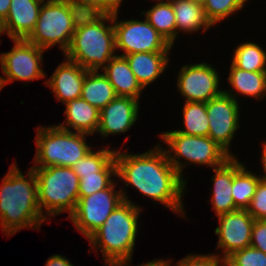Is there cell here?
<instances>
[{
    "mask_svg": "<svg viewBox=\"0 0 266 266\" xmlns=\"http://www.w3.org/2000/svg\"><path fill=\"white\" fill-rule=\"evenodd\" d=\"M114 159L116 177L123 180L126 187L133 186L143 196L164 204L184 218L182 196L187 179H183L172 166L160 143L141 154L116 150Z\"/></svg>",
    "mask_w": 266,
    "mask_h": 266,
    "instance_id": "obj_1",
    "label": "cell"
},
{
    "mask_svg": "<svg viewBox=\"0 0 266 266\" xmlns=\"http://www.w3.org/2000/svg\"><path fill=\"white\" fill-rule=\"evenodd\" d=\"M17 166L11 164L0 186V225L8 236L24 228L38 229L48 222L39 208L34 169L27 171L28 180Z\"/></svg>",
    "mask_w": 266,
    "mask_h": 266,
    "instance_id": "obj_2",
    "label": "cell"
},
{
    "mask_svg": "<svg viewBox=\"0 0 266 266\" xmlns=\"http://www.w3.org/2000/svg\"><path fill=\"white\" fill-rule=\"evenodd\" d=\"M115 50L113 14H83L64 57L87 70L101 71Z\"/></svg>",
    "mask_w": 266,
    "mask_h": 266,
    "instance_id": "obj_3",
    "label": "cell"
},
{
    "mask_svg": "<svg viewBox=\"0 0 266 266\" xmlns=\"http://www.w3.org/2000/svg\"><path fill=\"white\" fill-rule=\"evenodd\" d=\"M140 211L141 206L123 201L88 238L90 248L100 250L106 266H129L131 263Z\"/></svg>",
    "mask_w": 266,
    "mask_h": 266,
    "instance_id": "obj_4",
    "label": "cell"
},
{
    "mask_svg": "<svg viewBox=\"0 0 266 266\" xmlns=\"http://www.w3.org/2000/svg\"><path fill=\"white\" fill-rule=\"evenodd\" d=\"M32 168L36 174L38 204L42 215L48 219V222L50 217L53 218L66 211L70 217L79 199V178L72 168L63 166Z\"/></svg>",
    "mask_w": 266,
    "mask_h": 266,
    "instance_id": "obj_5",
    "label": "cell"
},
{
    "mask_svg": "<svg viewBox=\"0 0 266 266\" xmlns=\"http://www.w3.org/2000/svg\"><path fill=\"white\" fill-rule=\"evenodd\" d=\"M82 15L69 0H44L35 28L26 40L44 50L59 44L64 54Z\"/></svg>",
    "mask_w": 266,
    "mask_h": 266,
    "instance_id": "obj_6",
    "label": "cell"
},
{
    "mask_svg": "<svg viewBox=\"0 0 266 266\" xmlns=\"http://www.w3.org/2000/svg\"><path fill=\"white\" fill-rule=\"evenodd\" d=\"M36 131L35 165L31 167H72L92 149L86 143V136L90 135L85 133L64 130L57 125L40 126Z\"/></svg>",
    "mask_w": 266,
    "mask_h": 266,
    "instance_id": "obj_7",
    "label": "cell"
},
{
    "mask_svg": "<svg viewBox=\"0 0 266 266\" xmlns=\"http://www.w3.org/2000/svg\"><path fill=\"white\" fill-rule=\"evenodd\" d=\"M160 138L168 145L164 148L172 166L183 177V169L190 164L210 166L212 169L224 164L231 156L215 143L209 136H188L176 130L160 134ZM172 153V154H171ZM184 159L186 163H183ZM182 161V162H181Z\"/></svg>",
    "mask_w": 266,
    "mask_h": 266,
    "instance_id": "obj_8",
    "label": "cell"
},
{
    "mask_svg": "<svg viewBox=\"0 0 266 266\" xmlns=\"http://www.w3.org/2000/svg\"><path fill=\"white\" fill-rule=\"evenodd\" d=\"M115 188L113 182L104 190L78 199L75 211L68 219L85 238L97 231L120 203L132 201L123 190L125 188L118 191Z\"/></svg>",
    "mask_w": 266,
    "mask_h": 266,
    "instance_id": "obj_9",
    "label": "cell"
},
{
    "mask_svg": "<svg viewBox=\"0 0 266 266\" xmlns=\"http://www.w3.org/2000/svg\"><path fill=\"white\" fill-rule=\"evenodd\" d=\"M113 13L115 49L123 50L121 56L138 52H170L173 46L145 19L117 21Z\"/></svg>",
    "mask_w": 266,
    "mask_h": 266,
    "instance_id": "obj_10",
    "label": "cell"
},
{
    "mask_svg": "<svg viewBox=\"0 0 266 266\" xmlns=\"http://www.w3.org/2000/svg\"><path fill=\"white\" fill-rule=\"evenodd\" d=\"M11 51L0 53L2 86L14 80L34 81L46 76L42 70L44 49L28 42L25 39H14Z\"/></svg>",
    "mask_w": 266,
    "mask_h": 266,
    "instance_id": "obj_11",
    "label": "cell"
},
{
    "mask_svg": "<svg viewBox=\"0 0 266 266\" xmlns=\"http://www.w3.org/2000/svg\"><path fill=\"white\" fill-rule=\"evenodd\" d=\"M177 77V89L185 102L206 103L223 93L219 88V74L209 63L186 64Z\"/></svg>",
    "mask_w": 266,
    "mask_h": 266,
    "instance_id": "obj_12",
    "label": "cell"
},
{
    "mask_svg": "<svg viewBox=\"0 0 266 266\" xmlns=\"http://www.w3.org/2000/svg\"><path fill=\"white\" fill-rule=\"evenodd\" d=\"M239 108L238 101L225 93L206 102L209 117L208 136L231 157H235V155L230 151V144L234 134L240 128Z\"/></svg>",
    "mask_w": 266,
    "mask_h": 266,
    "instance_id": "obj_13",
    "label": "cell"
},
{
    "mask_svg": "<svg viewBox=\"0 0 266 266\" xmlns=\"http://www.w3.org/2000/svg\"><path fill=\"white\" fill-rule=\"evenodd\" d=\"M219 225L215 234L219 236L216 249H223V260L233 252L250 246L255 219L247 209H237L218 216Z\"/></svg>",
    "mask_w": 266,
    "mask_h": 266,
    "instance_id": "obj_14",
    "label": "cell"
},
{
    "mask_svg": "<svg viewBox=\"0 0 266 266\" xmlns=\"http://www.w3.org/2000/svg\"><path fill=\"white\" fill-rule=\"evenodd\" d=\"M139 103L132 97L117 96L100 110L97 133L107 138L111 134L127 132L138 120Z\"/></svg>",
    "mask_w": 266,
    "mask_h": 266,
    "instance_id": "obj_15",
    "label": "cell"
},
{
    "mask_svg": "<svg viewBox=\"0 0 266 266\" xmlns=\"http://www.w3.org/2000/svg\"><path fill=\"white\" fill-rule=\"evenodd\" d=\"M44 84L50 87L56 99L65 104L81 97L87 69L65 58Z\"/></svg>",
    "mask_w": 266,
    "mask_h": 266,
    "instance_id": "obj_16",
    "label": "cell"
},
{
    "mask_svg": "<svg viewBox=\"0 0 266 266\" xmlns=\"http://www.w3.org/2000/svg\"><path fill=\"white\" fill-rule=\"evenodd\" d=\"M44 0H11L6 20L10 39H27L33 32Z\"/></svg>",
    "mask_w": 266,
    "mask_h": 266,
    "instance_id": "obj_17",
    "label": "cell"
},
{
    "mask_svg": "<svg viewBox=\"0 0 266 266\" xmlns=\"http://www.w3.org/2000/svg\"><path fill=\"white\" fill-rule=\"evenodd\" d=\"M66 119L57 125L59 128L78 133L93 135L97 132L100 122V110L90 105L82 97L65 103ZM73 130H72V129Z\"/></svg>",
    "mask_w": 266,
    "mask_h": 266,
    "instance_id": "obj_18",
    "label": "cell"
},
{
    "mask_svg": "<svg viewBox=\"0 0 266 266\" xmlns=\"http://www.w3.org/2000/svg\"><path fill=\"white\" fill-rule=\"evenodd\" d=\"M169 52H138L125 55L143 89L157 80L170 63Z\"/></svg>",
    "mask_w": 266,
    "mask_h": 266,
    "instance_id": "obj_19",
    "label": "cell"
},
{
    "mask_svg": "<svg viewBox=\"0 0 266 266\" xmlns=\"http://www.w3.org/2000/svg\"><path fill=\"white\" fill-rule=\"evenodd\" d=\"M213 191L210 202L216 216L237 210L232 197V184L234 178V157L229 158L224 164L213 168Z\"/></svg>",
    "mask_w": 266,
    "mask_h": 266,
    "instance_id": "obj_20",
    "label": "cell"
},
{
    "mask_svg": "<svg viewBox=\"0 0 266 266\" xmlns=\"http://www.w3.org/2000/svg\"><path fill=\"white\" fill-rule=\"evenodd\" d=\"M101 71L113 86L117 96L140 99L144 89L131 71L125 56L115 55Z\"/></svg>",
    "mask_w": 266,
    "mask_h": 266,
    "instance_id": "obj_21",
    "label": "cell"
},
{
    "mask_svg": "<svg viewBox=\"0 0 266 266\" xmlns=\"http://www.w3.org/2000/svg\"><path fill=\"white\" fill-rule=\"evenodd\" d=\"M229 70L230 73L227 80L232 89H225L223 93L233 97L236 101H239L236 98L237 94L256 98L259 101L266 96V71L250 72L242 70L237 68L232 62ZM233 89L234 91L236 90V93H234Z\"/></svg>",
    "mask_w": 266,
    "mask_h": 266,
    "instance_id": "obj_22",
    "label": "cell"
},
{
    "mask_svg": "<svg viewBox=\"0 0 266 266\" xmlns=\"http://www.w3.org/2000/svg\"><path fill=\"white\" fill-rule=\"evenodd\" d=\"M176 20V38L178 33H195L209 30L212 25L207 20L204 8L190 0H170Z\"/></svg>",
    "mask_w": 266,
    "mask_h": 266,
    "instance_id": "obj_23",
    "label": "cell"
},
{
    "mask_svg": "<svg viewBox=\"0 0 266 266\" xmlns=\"http://www.w3.org/2000/svg\"><path fill=\"white\" fill-rule=\"evenodd\" d=\"M81 97L99 110L117 97L107 77L99 70H88L81 92Z\"/></svg>",
    "mask_w": 266,
    "mask_h": 266,
    "instance_id": "obj_24",
    "label": "cell"
},
{
    "mask_svg": "<svg viewBox=\"0 0 266 266\" xmlns=\"http://www.w3.org/2000/svg\"><path fill=\"white\" fill-rule=\"evenodd\" d=\"M234 157V178L232 184V197L238 209H247L256 191L259 176L246 170V165Z\"/></svg>",
    "mask_w": 266,
    "mask_h": 266,
    "instance_id": "obj_25",
    "label": "cell"
},
{
    "mask_svg": "<svg viewBox=\"0 0 266 266\" xmlns=\"http://www.w3.org/2000/svg\"><path fill=\"white\" fill-rule=\"evenodd\" d=\"M156 4L148 11H143L145 19L162 35L172 46L176 39V20L170 0H156Z\"/></svg>",
    "mask_w": 266,
    "mask_h": 266,
    "instance_id": "obj_26",
    "label": "cell"
},
{
    "mask_svg": "<svg viewBox=\"0 0 266 266\" xmlns=\"http://www.w3.org/2000/svg\"><path fill=\"white\" fill-rule=\"evenodd\" d=\"M182 116L184 121V130L177 132L188 136H208L209 117L207 115L205 102H184Z\"/></svg>",
    "mask_w": 266,
    "mask_h": 266,
    "instance_id": "obj_27",
    "label": "cell"
},
{
    "mask_svg": "<svg viewBox=\"0 0 266 266\" xmlns=\"http://www.w3.org/2000/svg\"><path fill=\"white\" fill-rule=\"evenodd\" d=\"M233 60L237 68L250 72L266 71V53L259 44L245 42L234 49Z\"/></svg>",
    "mask_w": 266,
    "mask_h": 266,
    "instance_id": "obj_28",
    "label": "cell"
},
{
    "mask_svg": "<svg viewBox=\"0 0 266 266\" xmlns=\"http://www.w3.org/2000/svg\"><path fill=\"white\" fill-rule=\"evenodd\" d=\"M92 148L88 154L79 159L71 168L80 179L83 175H90L100 172L114 157L116 149L110 147L93 151Z\"/></svg>",
    "mask_w": 266,
    "mask_h": 266,
    "instance_id": "obj_29",
    "label": "cell"
},
{
    "mask_svg": "<svg viewBox=\"0 0 266 266\" xmlns=\"http://www.w3.org/2000/svg\"><path fill=\"white\" fill-rule=\"evenodd\" d=\"M112 176H116L114 158L100 172L79 179V199L108 188L114 182Z\"/></svg>",
    "mask_w": 266,
    "mask_h": 266,
    "instance_id": "obj_30",
    "label": "cell"
},
{
    "mask_svg": "<svg viewBox=\"0 0 266 266\" xmlns=\"http://www.w3.org/2000/svg\"><path fill=\"white\" fill-rule=\"evenodd\" d=\"M248 0H207L204 5V13L209 23L214 26L232 13L243 9Z\"/></svg>",
    "mask_w": 266,
    "mask_h": 266,
    "instance_id": "obj_31",
    "label": "cell"
},
{
    "mask_svg": "<svg viewBox=\"0 0 266 266\" xmlns=\"http://www.w3.org/2000/svg\"><path fill=\"white\" fill-rule=\"evenodd\" d=\"M224 266H266V254L248 246L228 256L224 260Z\"/></svg>",
    "mask_w": 266,
    "mask_h": 266,
    "instance_id": "obj_32",
    "label": "cell"
},
{
    "mask_svg": "<svg viewBox=\"0 0 266 266\" xmlns=\"http://www.w3.org/2000/svg\"><path fill=\"white\" fill-rule=\"evenodd\" d=\"M82 14H113L123 0H69Z\"/></svg>",
    "mask_w": 266,
    "mask_h": 266,
    "instance_id": "obj_33",
    "label": "cell"
},
{
    "mask_svg": "<svg viewBox=\"0 0 266 266\" xmlns=\"http://www.w3.org/2000/svg\"><path fill=\"white\" fill-rule=\"evenodd\" d=\"M247 211L255 220H266V183L261 180Z\"/></svg>",
    "mask_w": 266,
    "mask_h": 266,
    "instance_id": "obj_34",
    "label": "cell"
},
{
    "mask_svg": "<svg viewBox=\"0 0 266 266\" xmlns=\"http://www.w3.org/2000/svg\"><path fill=\"white\" fill-rule=\"evenodd\" d=\"M175 266H224V260L220 254H189L177 261Z\"/></svg>",
    "mask_w": 266,
    "mask_h": 266,
    "instance_id": "obj_35",
    "label": "cell"
},
{
    "mask_svg": "<svg viewBox=\"0 0 266 266\" xmlns=\"http://www.w3.org/2000/svg\"><path fill=\"white\" fill-rule=\"evenodd\" d=\"M250 246L266 254V220H255Z\"/></svg>",
    "mask_w": 266,
    "mask_h": 266,
    "instance_id": "obj_36",
    "label": "cell"
},
{
    "mask_svg": "<svg viewBox=\"0 0 266 266\" xmlns=\"http://www.w3.org/2000/svg\"><path fill=\"white\" fill-rule=\"evenodd\" d=\"M45 266H74L66 257L63 255H52L48 258Z\"/></svg>",
    "mask_w": 266,
    "mask_h": 266,
    "instance_id": "obj_37",
    "label": "cell"
},
{
    "mask_svg": "<svg viewBox=\"0 0 266 266\" xmlns=\"http://www.w3.org/2000/svg\"><path fill=\"white\" fill-rule=\"evenodd\" d=\"M261 163H262V166H263V175H258L259 176V179L261 181H263L264 183H266V141L263 143V147H262V156H261Z\"/></svg>",
    "mask_w": 266,
    "mask_h": 266,
    "instance_id": "obj_38",
    "label": "cell"
},
{
    "mask_svg": "<svg viewBox=\"0 0 266 266\" xmlns=\"http://www.w3.org/2000/svg\"><path fill=\"white\" fill-rule=\"evenodd\" d=\"M171 261L170 260H163V259H155V260H152V261H149L147 263H144V264H140L138 266H172L171 265Z\"/></svg>",
    "mask_w": 266,
    "mask_h": 266,
    "instance_id": "obj_39",
    "label": "cell"
},
{
    "mask_svg": "<svg viewBox=\"0 0 266 266\" xmlns=\"http://www.w3.org/2000/svg\"><path fill=\"white\" fill-rule=\"evenodd\" d=\"M11 0H0V16L6 18L10 9Z\"/></svg>",
    "mask_w": 266,
    "mask_h": 266,
    "instance_id": "obj_40",
    "label": "cell"
},
{
    "mask_svg": "<svg viewBox=\"0 0 266 266\" xmlns=\"http://www.w3.org/2000/svg\"><path fill=\"white\" fill-rule=\"evenodd\" d=\"M4 33L7 34L8 37L10 38L8 30H7V26H6V20L4 17L0 16V37Z\"/></svg>",
    "mask_w": 266,
    "mask_h": 266,
    "instance_id": "obj_41",
    "label": "cell"
},
{
    "mask_svg": "<svg viewBox=\"0 0 266 266\" xmlns=\"http://www.w3.org/2000/svg\"><path fill=\"white\" fill-rule=\"evenodd\" d=\"M195 4L201 5L202 7H204L205 3L207 0H190Z\"/></svg>",
    "mask_w": 266,
    "mask_h": 266,
    "instance_id": "obj_42",
    "label": "cell"
},
{
    "mask_svg": "<svg viewBox=\"0 0 266 266\" xmlns=\"http://www.w3.org/2000/svg\"><path fill=\"white\" fill-rule=\"evenodd\" d=\"M3 88L2 82H1V76H0V90Z\"/></svg>",
    "mask_w": 266,
    "mask_h": 266,
    "instance_id": "obj_43",
    "label": "cell"
}]
</instances>
